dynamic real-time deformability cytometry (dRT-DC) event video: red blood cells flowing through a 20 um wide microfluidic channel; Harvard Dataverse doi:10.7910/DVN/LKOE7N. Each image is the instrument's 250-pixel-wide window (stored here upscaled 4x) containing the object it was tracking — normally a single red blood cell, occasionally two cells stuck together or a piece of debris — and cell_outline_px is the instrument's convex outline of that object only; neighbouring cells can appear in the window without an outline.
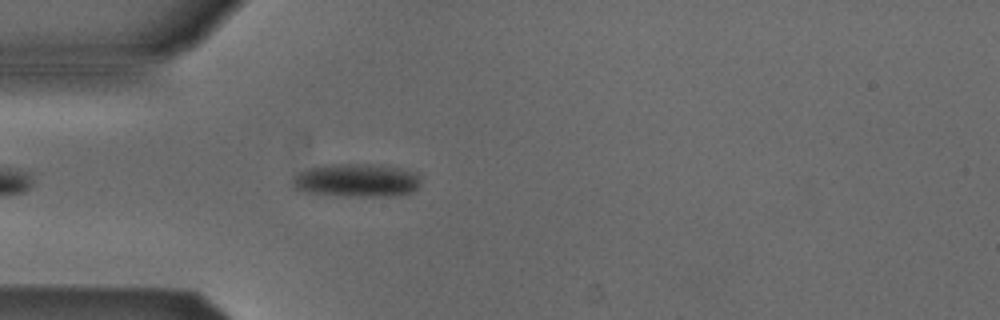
{"species": "Egyptian fruit bat (a non-hibernating species)", "species_latin": "Rousettus aegyptiacus", "temperature_condition": "cold", "stored_images_in_passage": 43, "camera_frame_rate_fps": 3000, "um_per_image_px": 0.085, "animal": {"sex": "male"}, "frame": {"image": 1, "passage_image": 5, "time_ms": 1.333, "image_size_px": [1000, 320], "cell_outline_px": [[420, 184], [412, 192], [400, 196], [340, 196], [304, 192], [292, 188], [292, 176], [296, 172], [308, 168], [324, 164], [388, 164], [420, 172]], "centroid_in_image_um": [30.33, 15.31], "position_along_channel_um": 54.7, "area_um2": 25.95}}
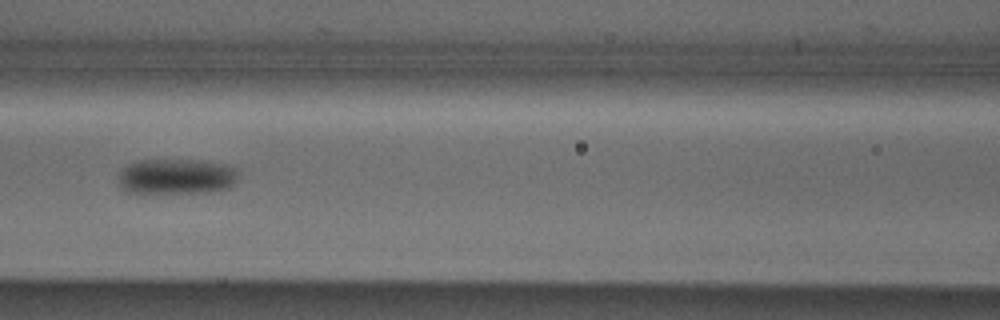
{"frame": {"image": 2, "passage_image": 13, "time_ms": 4.0, "image_size_px": [1000, 320], "cell_outline_px": [[236, 180], [228, 188], [212, 192], [148, 196], [128, 192], [120, 184], [120, 172], [128, 164], [136, 160], [208, 160], [224, 164], [236, 168]], "centroid_in_image_um": [14.97, 15.05], "position_along_channel_um": 151.6, "area_um2": 25.78}}
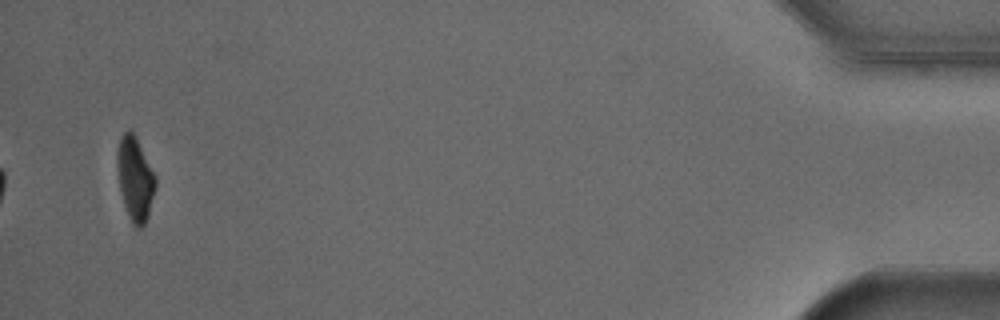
{"frame": {"image": 3, "passage_image": 41, "time_ms": 13.333, "image_size_px": [1000, 320], "cell_outline_px": [[156, 188], [148, 216], [144, 224], [140, 228], [136, 228], [132, 224], [128, 216], [124, 204], [120, 188], [116, 164], [116, 152], [120, 136], [128, 128], [132, 128], [156, 176]], "centroid_in_image_um": [11.48, 15.15], "position_along_channel_um": 423.7, "area_um2": 19.02}, "authors_computed_cell_mechanics": {"area_um2": 23.0622, "velocity_mm_per_s": 3.8692, "shape_relaxation_time_tau1_ms": 4.4782, "shape_relaxation_time_tau2_ms": null, "deformation_change_tau1": 0.109, "deformation_change_tau2": null}}